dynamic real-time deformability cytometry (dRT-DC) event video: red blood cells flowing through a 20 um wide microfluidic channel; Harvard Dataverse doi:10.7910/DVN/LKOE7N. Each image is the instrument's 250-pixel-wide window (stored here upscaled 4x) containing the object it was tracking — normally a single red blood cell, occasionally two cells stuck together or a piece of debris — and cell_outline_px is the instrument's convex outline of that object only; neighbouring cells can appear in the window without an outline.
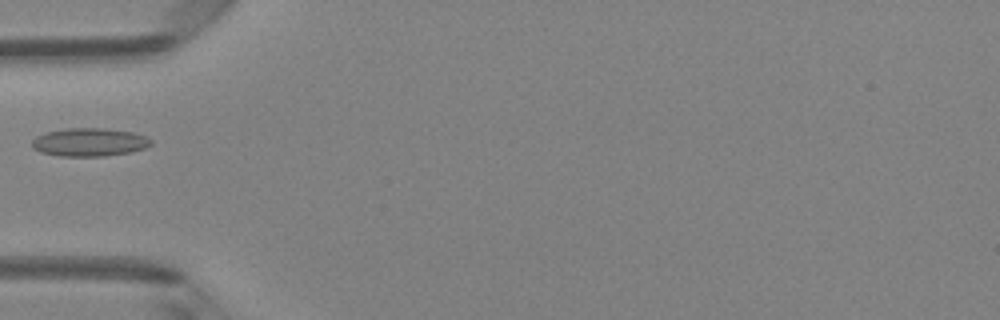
{"species": "Egyptian fruit bat (a non-hibernating species)", "species_latin": "Rousettus aegyptiacus", "temperature_condition": "room temperature", "stored_images_in_passage": 30, "camera_frame_rate_fps": 3000, "um_per_image_px": 0.085, "animal": {"sex": "female"}, "frame": {"image": 1, "passage_image": 1, "time_ms": 0.0, "image_size_px": [1000, 320], "cell_outline_px": [[152, 144], [144, 148], [128, 152], [104, 156], [60, 156], [40, 152], [32, 148], [32, 140], [36, 136], [48, 132], [68, 128], [104, 128], [132, 132], [144, 136], [152, 140]], "centroid_in_image_um": [7.58, 12.08], "position_along_channel_um": 77.4, "area_um2": 19.42}}
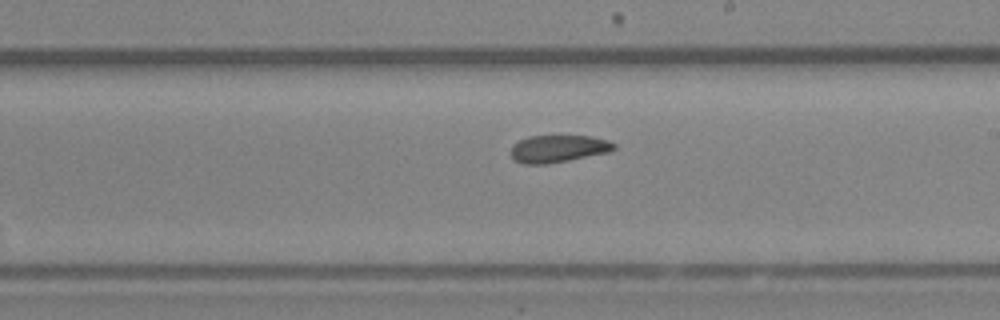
{"frame": {"image": 2, "passage_image": 13, "time_ms": 4.0, "image_size_px": [1000, 320], "cell_outline_px": [[616, 148], [608, 152], [548, 164], [524, 164], [516, 160], [512, 156], [512, 144], [528, 136], [592, 136], [608, 140], [616, 144]], "centroid_in_image_um": [47.46, 12.63], "position_along_channel_um": 241.5, "area_um2": 16.3}}
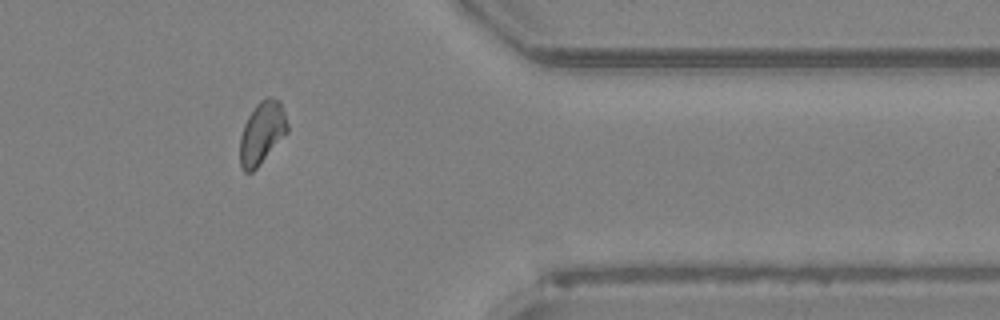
{"frame": {"image": 3, "passage_image": 25, "time_ms": 8.0, "image_size_px": [1000, 320], "cell_outline_px": [[288, 132], [256, 168], [252, 172], [244, 172], [240, 164], [240, 136], [244, 124], [248, 116], [256, 104], [260, 100], [268, 96], [280, 100], [288, 124]], "centroid_in_image_um": [22.26, 11.27], "position_along_channel_um": 389.1, "area_um2": 17.22}}